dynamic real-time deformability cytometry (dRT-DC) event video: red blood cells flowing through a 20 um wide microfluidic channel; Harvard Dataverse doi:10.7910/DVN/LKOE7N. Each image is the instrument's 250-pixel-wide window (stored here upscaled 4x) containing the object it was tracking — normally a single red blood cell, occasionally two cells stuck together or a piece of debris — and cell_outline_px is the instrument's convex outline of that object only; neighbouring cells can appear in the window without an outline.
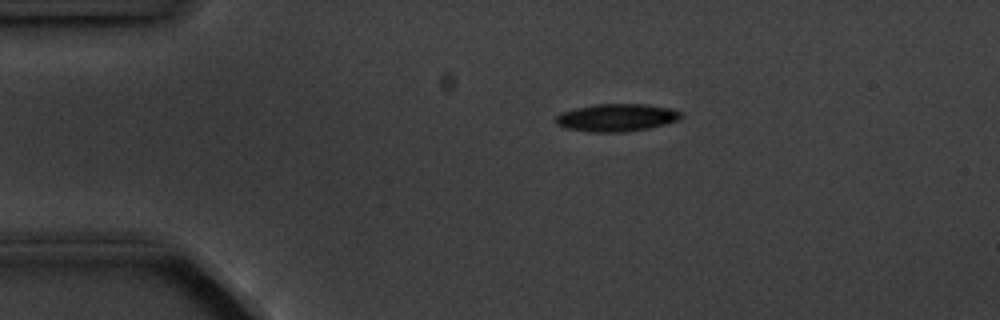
{"species": "common noctule bat (a hibernating species)", "species_latin": "Nyctalus noctula", "temperature_condition": "cold", "stored_images_in_passage": 6, "camera_frame_rate_fps": 3000, "um_per_image_px": 0.085, "animal": {"sex": "male", "body_mass_g": 20.1, "forearm_length_mm": 53.5}, "frame": {"image": 1, "passage_image": 1, "time_ms": 0.0, "image_size_px": [1000, 320], "cell_outline_px": [[684, 116], [680, 120], [648, 128], [620, 132], [588, 132], [568, 128], [556, 124], [556, 116], [560, 112], [576, 108], [596, 104], [648, 104], [668, 108], [680, 112]], "centroid_in_image_um": [52.41, 9.99], "position_along_channel_um": 32.6, "area_um2": 20.06}}
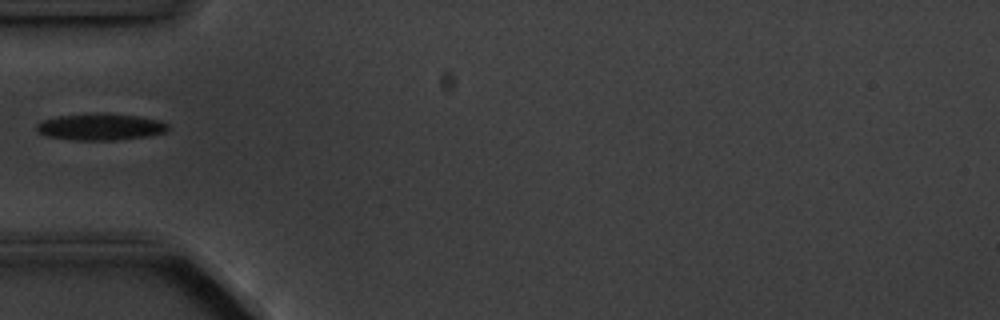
{"frame": {"image": 2, "passage_image": 3, "time_ms": 2.333, "image_size_px": [1000, 320], "cell_outline_px": [[168, 128], [164, 132], [148, 136], [112, 140], [76, 140], [44, 136], [36, 132], [36, 124], [44, 120], [60, 116], [96, 112], [140, 116], [160, 120], [168, 124]], "centroid_in_image_um": [8.52, 10.77], "position_along_channel_um": 76.5, "area_um2": 20.52}}